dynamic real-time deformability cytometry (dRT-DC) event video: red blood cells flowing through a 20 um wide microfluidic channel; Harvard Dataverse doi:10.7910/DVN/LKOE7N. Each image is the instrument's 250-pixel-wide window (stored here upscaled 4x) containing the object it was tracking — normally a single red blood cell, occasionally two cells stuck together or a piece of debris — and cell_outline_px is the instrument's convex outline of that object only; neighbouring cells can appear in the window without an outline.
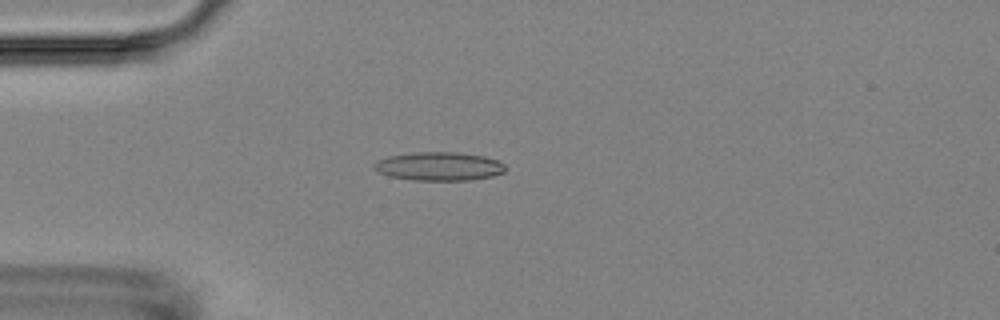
{"species": "Egyptian fruit bat (a non-hibernating species)", "species_latin": "Rousettus aegyptiacus", "temperature_condition": "room temperature", "stored_images_in_passage": 56, "camera_frame_rate_fps": 3000, "um_per_image_px": 0.085, "animal": {"sex": "female"}, "frame": {"image": 1, "passage_image": 15, "time_ms": 4.667, "image_size_px": [1000, 320], "cell_outline_px": [[508, 168], [504, 172], [492, 176], [468, 180], [412, 180], [388, 176], [376, 172], [372, 168], [372, 164], [376, 160], [388, 156], [412, 152], [460, 152], [484, 156], [496, 160], [504, 164]], "centroid_in_image_um": [37.26, 14.13], "position_along_channel_um": 47.7, "area_um2": 22.2}}
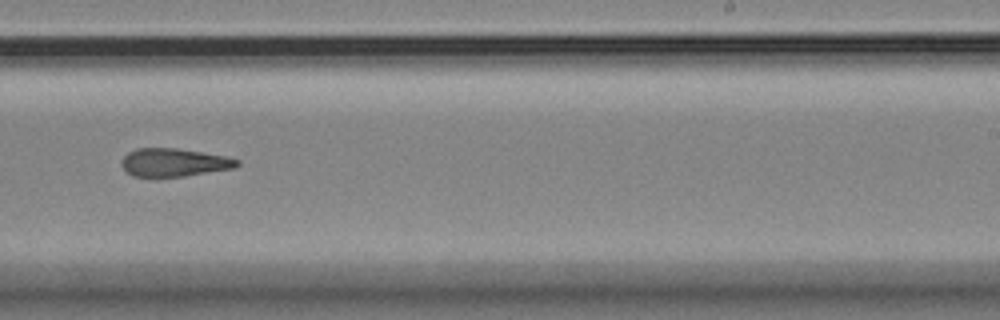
{"frame": {"image": 2, "passage_image": 35, "time_ms": 11.333, "image_size_px": [1000, 320], "cell_outline_px": [[240, 164], [236, 168], [184, 176], [132, 176], [120, 164], [124, 156], [128, 152], [136, 148], [176, 148], [224, 156], [240, 160]], "centroid_in_image_um": [14.8, 13.8], "position_along_channel_um": 274.2, "area_um2": 18.79}}
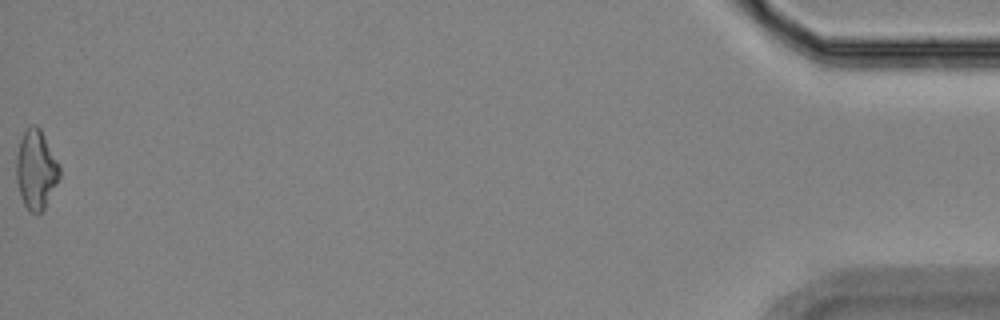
{"frame": {"image": 3, "passage_image": 56, "time_ms": 18.333, "image_size_px": [1000, 320], "cell_outline_px": [[60, 176], [44, 208], [36, 216], [28, 212], [20, 196], [16, 180], [16, 156], [20, 140], [24, 132], [32, 124], [36, 124], [40, 128], [60, 164]], "centroid_in_image_um": [3.05, 14.43], "position_along_channel_um": 432.1, "area_um2": 20.11}}